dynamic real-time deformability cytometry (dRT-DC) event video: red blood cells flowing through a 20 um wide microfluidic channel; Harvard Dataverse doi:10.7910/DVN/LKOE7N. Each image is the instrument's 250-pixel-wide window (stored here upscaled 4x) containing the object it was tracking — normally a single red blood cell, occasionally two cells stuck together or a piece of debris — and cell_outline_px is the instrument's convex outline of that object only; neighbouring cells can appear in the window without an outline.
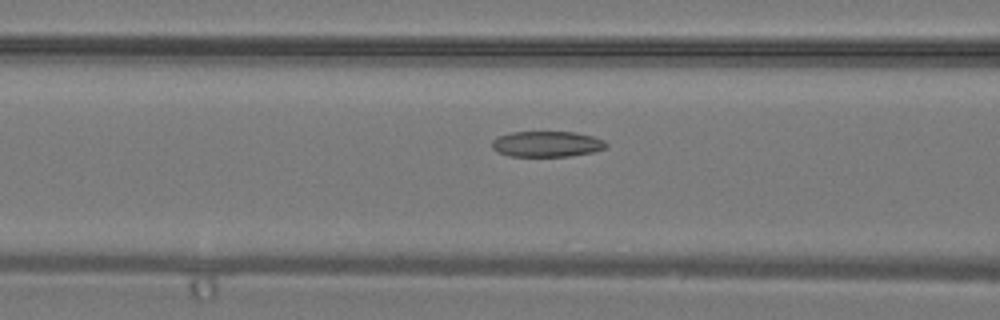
{"species": "common noctule bat (a hibernating species)", "species_latin": "Nyctalus noctula", "temperature_condition": "warm", "stored_images_in_passage": 24, "camera_frame_rate_fps": 3000, "um_per_image_px": 0.085, "animal": {"sex": "male", "body_mass_g": 19.2, "forearm_length_mm": 51.8}, "frame": {"image": 1, "passage_image": 9, "time_ms": 2.667, "image_size_px": [1000, 320], "cell_outline_px": [[608, 144], [604, 148], [592, 152], [568, 156], [508, 156], [496, 152], [492, 148], [492, 140], [496, 136], [512, 132], [576, 132], [592, 136], [604, 140]], "centroid_in_image_um": [46.43, 12.24], "position_along_channel_um": 120.2, "area_um2": 17.17}}
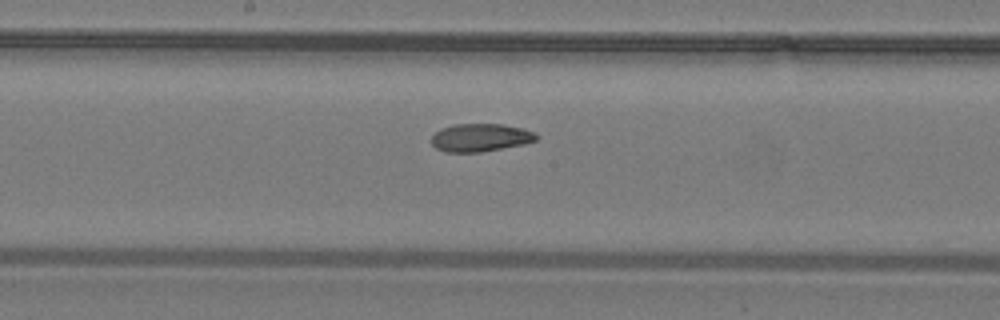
{"frame": {"image": 2, "passage_image": 14, "time_ms": 4.333, "image_size_px": [1000, 320], "cell_outline_px": [[540, 136], [536, 140], [524, 144], [480, 152], [444, 152], [436, 148], [432, 144], [432, 136], [440, 128], [456, 124], [504, 124], [536, 132]], "centroid_in_image_um": [40.85, 11.69], "position_along_channel_um": 207.4, "area_um2": 17.11}}
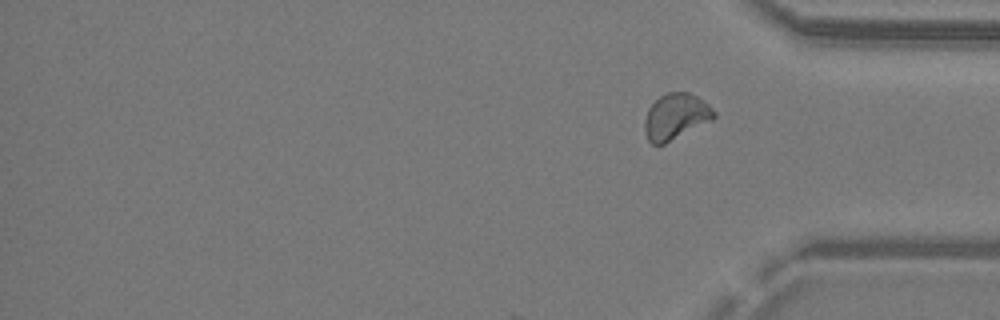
{"frame": {"image": 3, "passage_image": 24, "time_ms": 7.667, "image_size_px": [1000, 320], "cell_outline_px": [[716, 116], [712, 120], [664, 144], [652, 144], [648, 140], [644, 132], [644, 120], [648, 108], [660, 96], [668, 92], [688, 92], [696, 96], [708, 104], [716, 112]], "centroid_in_image_um": [57.42, 9.91], "position_along_channel_um": 377.8, "area_um2": 18.5}}